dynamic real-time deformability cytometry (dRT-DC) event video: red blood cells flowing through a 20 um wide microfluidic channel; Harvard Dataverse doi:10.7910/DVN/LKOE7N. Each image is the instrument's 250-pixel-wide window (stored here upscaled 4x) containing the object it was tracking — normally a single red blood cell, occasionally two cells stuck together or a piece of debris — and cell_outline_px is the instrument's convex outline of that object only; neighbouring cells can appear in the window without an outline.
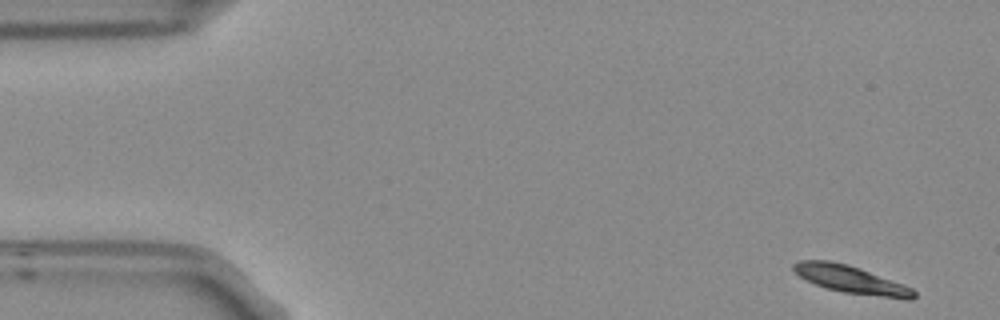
{"species": "Egyptian fruit bat (a non-hibernating species)", "species_latin": "Rousettus aegyptiacus", "temperature_condition": "room temperature", "stored_images_in_passage": 5, "camera_frame_rate_fps": 3000, "um_per_image_px": 0.085, "frame": {"image": 1, "passage_image": 1, "time_ms": 0.0, "image_size_px": [1000, 320], "cell_outline_px": [[916, 296], [912, 300], [908, 300], [844, 292], [828, 288], [816, 284], [800, 276], [792, 268], [792, 264], [800, 260], [828, 260], [848, 264], [860, 268], [912, 288], [916, 292]], "centroid_in_image_um": [72.35, 23.76], "position_along_channel_um": 12.6, "area_um2": 19.07}}
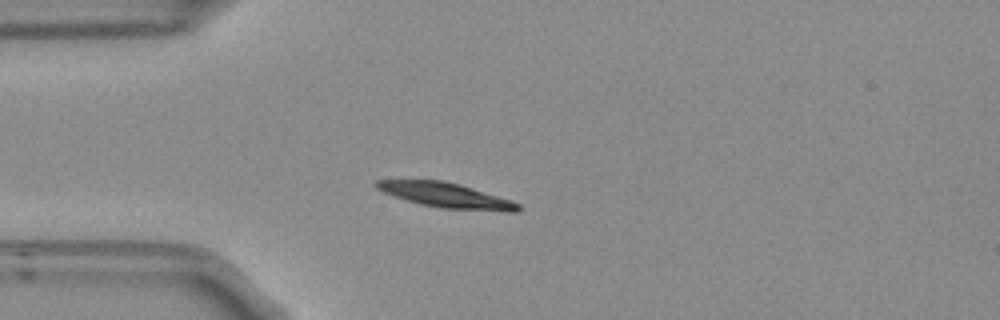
{"frame": {"image": 2, "passage_image": 4, "time_ms": 1.0, "image_size_px": [1000, 320], "cell_outline_px": [[520, 208], [516, 212], [504, 212], [440, 208], [420, 204], [384, 192], [376, 188], [372, 184], [376, 180], [444, 180], [460, 184], [512, 200], [520, 204]], "centroid_in_image_um": [37.95, 16.6], "position_along_channel_um": 47.0, "area_um2": 20.63}}